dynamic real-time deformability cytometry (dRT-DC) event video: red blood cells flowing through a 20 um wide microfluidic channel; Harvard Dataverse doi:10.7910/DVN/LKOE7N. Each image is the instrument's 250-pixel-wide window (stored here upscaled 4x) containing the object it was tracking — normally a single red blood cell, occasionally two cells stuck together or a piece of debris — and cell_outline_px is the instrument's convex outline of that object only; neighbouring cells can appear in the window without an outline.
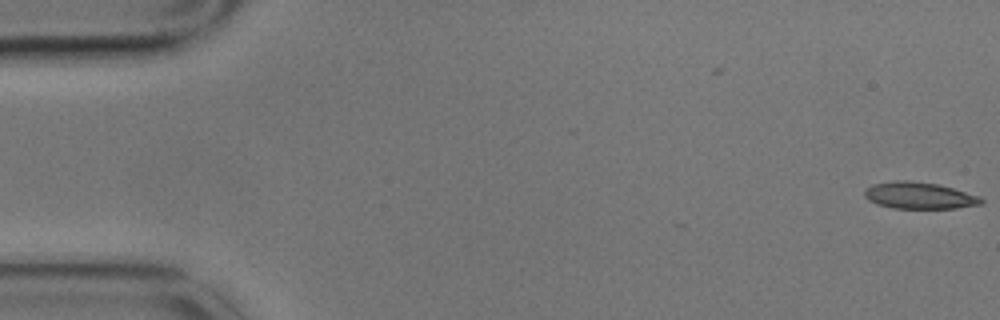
{"species": "common noctule bat (a hibernating species)", "species_latin": "Nyctalus noctula", "temperature_condition": "cold", "stored_images_in_passage": 58, "camera_frame_rate_fps": 3000, "um_per_image_px": 0.085, "animal": {"sex": "male", "body_mass_g": 17.9}, "frame": {"image": 1, "passage_image": 1, "time_ms": 0.0, "image_size_px": [1000, 320], "cell_outline_px": [[984, 204], [956, 208], [892, 208], [876, 204], [868, 200], [864, 196], [864, 192], [872, 184], [896, 180], [908, 180], [936, 184], [952, 188], [980, 196], [984, 200]], "centroid_in_image_um": [78.14, 16.62], "position_along_channel_um": 6.9, "area_um2": 18.15}}
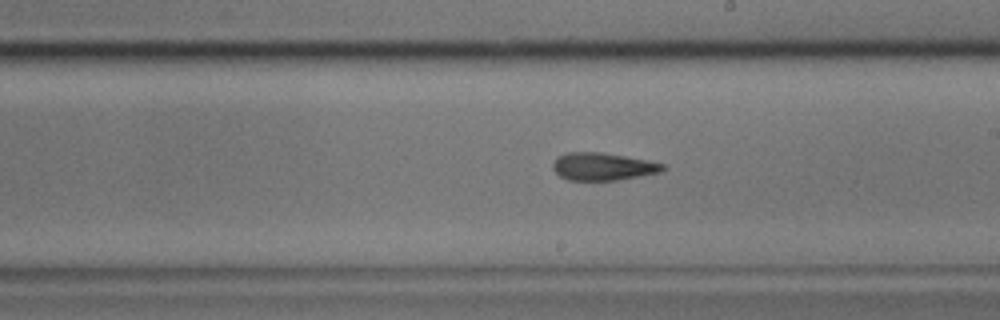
{"frame": {"image": 2, "passage_image": 33, "time_ms": 10.667, "image_size_px": [1000, 320], "cell_outline_px": [[668, 168], [660, 172], [640, 176], [616, 180], [568, 180], [560, 176], [552, 168], [552, 164], [556, 156], [568, 152], [600, 152], [648, 160], [664, 164]], "centroid_in_image_um": [51.23, 14.15], "position_along_channel_um": 237.8, "area_um2": 17.74}}
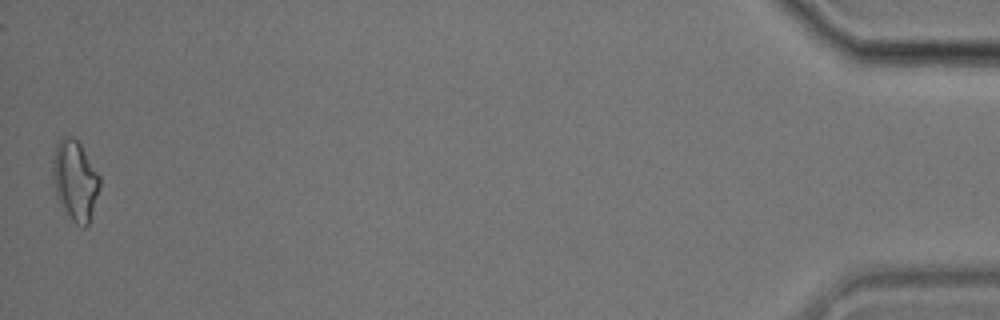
{"frame": {"image": 3, "passage_image": 58, "time_ms": 19.0, "image_size_px": [1000, 320], "cell_outline_px": [[100, 188], [88, 224], [84, 228], [76, 224], [72, 220], [60, 204], [56, 196], [52, 176], [52, 160], [56, 144], [64, 136], [72, 136], [80, 144], [100, 176]], "centroid_in_image_um": [6.37, 15.33], "position_along_channel_um": 428.8, "area_um2": 21.85}, "authors_computed_cell_mechanics": {"area_um2": 18.3515, "velocity_mm_per_s": 3.4194, "shape_relaxation_time_tau1_ms": null, "shape_relaxation_time_tau2_ms": 4.9565, "deformation_change_tau1": null, "deformation_change_tau2": 0.1531}}